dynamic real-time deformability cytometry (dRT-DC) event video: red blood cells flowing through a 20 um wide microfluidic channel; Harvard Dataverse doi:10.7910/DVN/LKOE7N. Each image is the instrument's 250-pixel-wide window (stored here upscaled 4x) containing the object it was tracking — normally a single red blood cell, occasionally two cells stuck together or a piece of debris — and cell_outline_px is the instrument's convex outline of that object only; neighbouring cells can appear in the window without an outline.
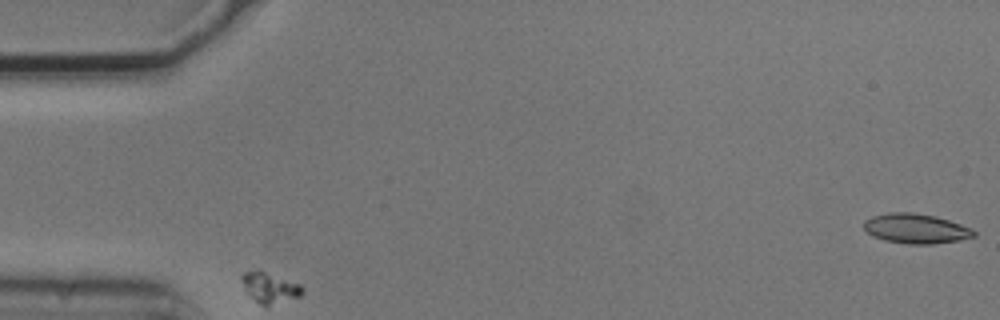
{"species": "common noctule bat (a hibernating species)", "species_latin": "Nyctalus noctula", "temperature_condition": "cold", "stored_images_in_passage": 5, "camera_frame_rate_fps": 3000, "um_per_image_px": 0.085, "animal": {"sex": "male", "body_mass_g": 20.5, "forearm_length_mm": 52.5}, "frame": {"image": 1, "passage_image": 1, "time_ms": 0.0, "image_size_px": [1000, 320], "cell_outline_px": [[976, 236], [960, 240], [932, 244], [908, 244], [884, 240], [872, 236], [864, 228], [864, 220], [872, 216], [888, 212], [912, 212], [936, 216], [972, 228], [976, 232]], "centroid_in_image_um": [77.85, 19.43], "position_along_channel_um": 7.1, "area_um2": 19.19}}
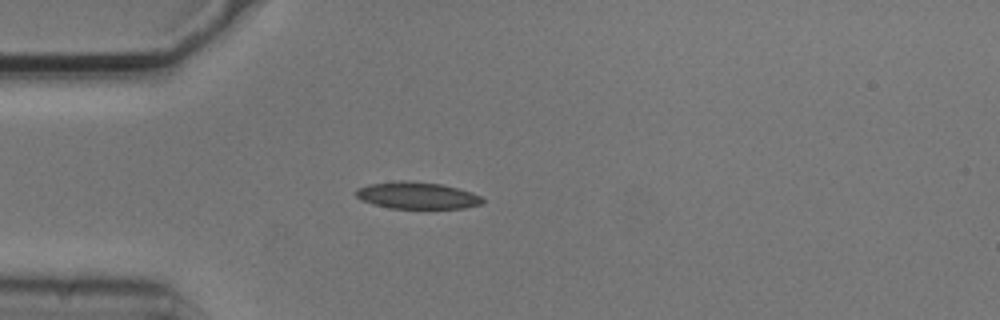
{"frame": {"image": 2, "passage_image": 5, "time_ms": 1.333, "image_size_px": [1000, 320], "cell_outline_px": [[484, 200], [480, 204], [464, 208], [388, 208], [372, 204], [360, 200], [356, 196], [356, 188], [368, 184], [400, 180], [408, 180], [440, 184], [472, 192], [480, 196]], "centroid_in_image_um": [35.4, 16.61], "position_along_channel_um": 49.6, "area_um2": 19.83}}